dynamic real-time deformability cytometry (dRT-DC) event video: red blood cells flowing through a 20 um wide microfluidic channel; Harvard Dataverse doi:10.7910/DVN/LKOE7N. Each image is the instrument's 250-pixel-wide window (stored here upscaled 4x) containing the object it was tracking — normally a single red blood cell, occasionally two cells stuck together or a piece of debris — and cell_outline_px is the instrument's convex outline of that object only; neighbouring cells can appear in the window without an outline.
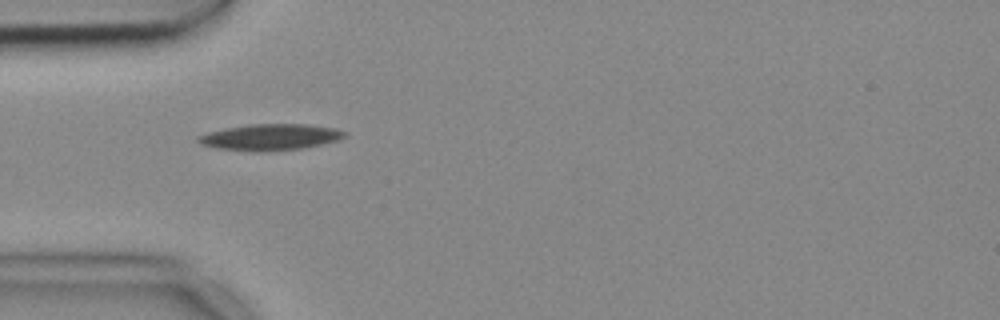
{"species": "common noctule bat (a hibernating species)", "species_latin": "Nyctalus noctula", "temperature_condition": "cold", "stored_images_in_passage": 39, "camera_frame_rate_fps": 3000, "um_per_image_px": 0.085, "animal": {"sex": "female", "body_mass_g": 18.4}, "frame": {"image": 1, "passage_image": 1, "time_ms": 0.0, "image_size_px": [1000, 320], "cell_outline_px": [[344, 136], [340, 140], [300, 148], [260, 152], [252, 152], [216, 148], [200, 144], [196, 140], [196, 136], [208, 132], [224, 128], [248, 124], [304, 124], [332, 128], [344, 132]], "centroid_in_image_um": [22.87, 11.66], "position_along_channel_um": 62.1, "area_um2": 22.31}}
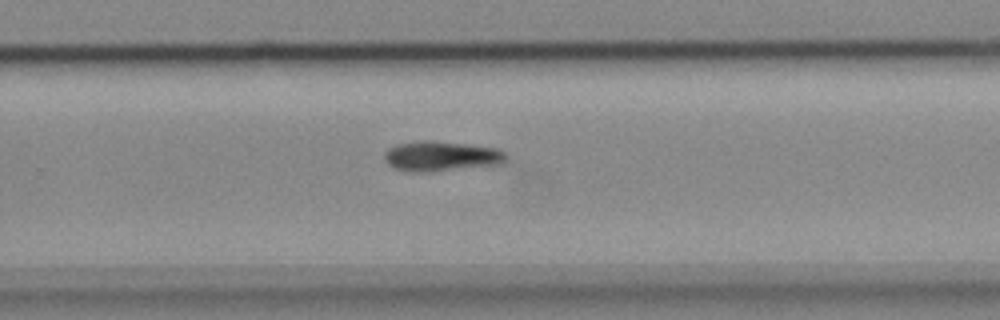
{"frame": {"image": 2, "passage_image": 20, "time_ms": 6.333, "image_size_px": [1000, 320], "cell_outline_px": [[508, 160], [504, 164], [432, 172], [408, 172], [396, 168], [388, 164], [384, 156], [384, 152], [388, 148], [400, 144], [420, 140], [464, 144], [496, 148], [504, 152], [508, 156]], "centroid_in_image_um": [37.54, 13.3], "position_along_channel_um": 292.3, "area_um2": 21.33}}
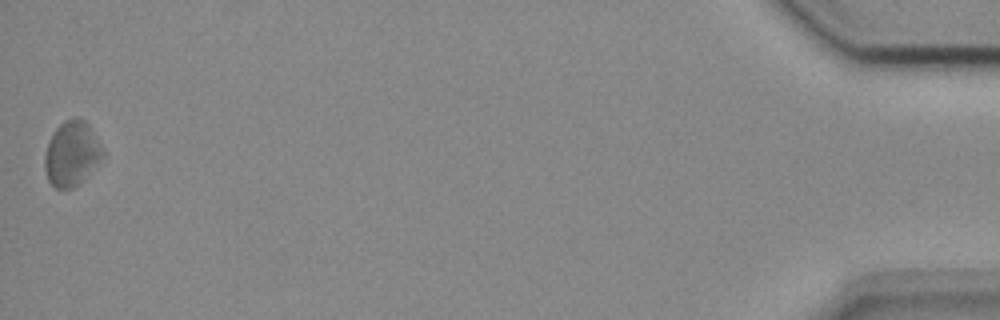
{"frame": {"image": 3, "passage_image": 39, "time_ms": 12.667, "image_size_px": [1000, 320], "cell_outline_px": [[104, 152], [80, 184], [72, 188], [56, 188], [48, 180], [44, 168], [44, 156], [48, 144], [56, 128], [64, 120], [76, 116], [84, 120], [88, 124], [104, 148]], "centroid_in_image_um": [6.08, 13.04], "position_along_channel_um": 429.1, "area_um2": 21.62}, "authors_computed_cell_mechanics": {"area_um2": 20.9236, "velocity_mm_per_s": 3.6652, "shape_relaxation_time_tau1_ms": 2.5455, "shape_relaxation_time_tau2_ms": null, "deformation_change_tau1": 0.0803, "deformation_change_tau2": null}}